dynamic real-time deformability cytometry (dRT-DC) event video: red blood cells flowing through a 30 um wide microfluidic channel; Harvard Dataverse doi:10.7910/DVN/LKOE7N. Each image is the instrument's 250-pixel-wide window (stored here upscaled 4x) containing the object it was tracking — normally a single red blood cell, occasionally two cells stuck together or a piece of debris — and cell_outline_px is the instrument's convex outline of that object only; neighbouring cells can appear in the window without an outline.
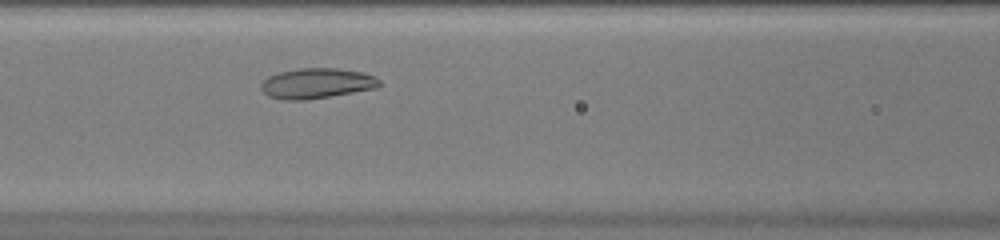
{"species": "common noctule bat (a hibernating species)", "species_latin": "Nyctalus noctula", "temperature_condition": "warm", "stored_images_in_passage": 31, "camera_frame_rate_fps": 3000, "um_per_image_px": 0.085, "animal": {"sex": "female", "body_mass_g": 20.0, "forearm_length_mm": 54.0}, "frame": {"image": 1, "passage_image": 10, "time_ms": 3.0, "image_size_px": [1000, 240], "cell_outline_px": [[380, 84], [376, 88], [304, 100], [284, 100], [268, 96], [260, 88], [260, 84], [268, 76], [280, 72], [300, 68], [336, 68], [364, 72], [380, 80]], "centroid_in_image_um": [26.89, 7.08], "position_along_channel_um": 139.7, "area_um2": 20.69}}
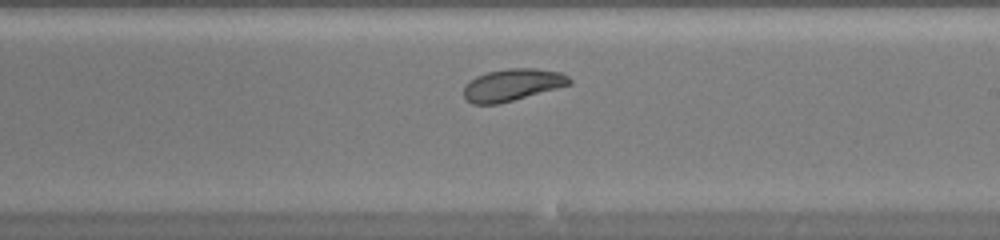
{"frame": {"image": 2, "passage_image": 18, "time_ms": 5.667, "image_size_px": [1000, 240], "cell_outline_px": [[572, 84], [512, 100], [496, 104], [472, 104], [464, 96], [464, 84], [476, 76], [488, 72], [508, 68], [536, 68], [560, 72], [568, 76], [572, 80]], "centroid_in_image_um": [43.55, 7.2], "position_along_channel_um": 245.5, "area_um2": 19.59}}
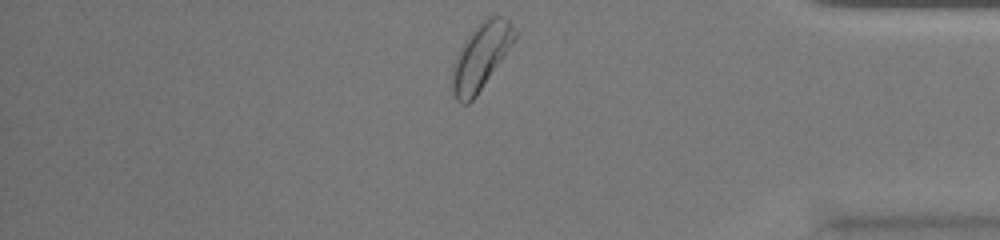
{"frame": {"image": 3, "passage_image": 31, "time_ms": 10.0, "image_size_px": [1000, 240], "cell_outline_px": [[516, 40], [476, 96], [468, 104], [460, 104], [456, 100], [452, 92], [452, 64], [464, 40], [480, 20], [488, 16], [504, 16], [508, 20], [516, 32]], "centroid_in_image_um": [40.86, 4.79], "position_along_channel_um": 394.3, "area_um2": 24.28}, "authors_computed_cell_mechanics": {"area_um2": 20.6924, "velocity_mm_per_s": 3.9812, "shape_relaxation_time_tau1_ms": 2.4945, "shape_relaxation_time_tau2_ms": null, "deformation_change_tau1": 0.0911, "deformation_change_tau2": null}}